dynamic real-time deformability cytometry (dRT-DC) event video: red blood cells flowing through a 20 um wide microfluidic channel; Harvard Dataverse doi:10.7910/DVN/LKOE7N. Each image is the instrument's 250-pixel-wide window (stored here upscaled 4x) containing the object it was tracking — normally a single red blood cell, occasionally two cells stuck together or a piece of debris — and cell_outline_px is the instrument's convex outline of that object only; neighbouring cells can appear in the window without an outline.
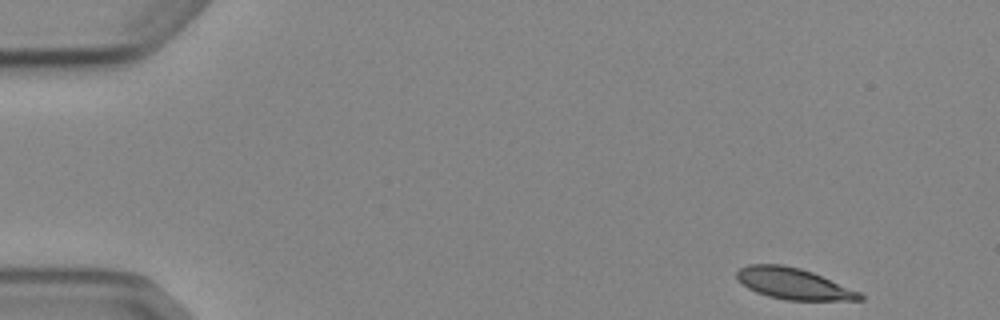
{"species": "Egyptian fruit bat (a non-hibernating species)", "species_latin": "Rousettus aegyptiacus", "temperature_condition": "cold", "stored_images_in_passage": 4, "camera_frame_rate_fps": 3000, "um_per_image_px": 0.085, "animal": {"sex": "female"}, "frame": {"image": 1, "passage_image": 1, "time_ms": 0.0, "image_size_px": [1000, 320], "cell_outline_px": [[864, 300], [788, 300], [768, 296], [756, 292], [748, 288], [736, 280], [736, 272], [740, 268], [748, 264], [784, 264], [800, 268], [812, 272], [860, 292], [864, 296]], "centroid_in_image_um": [67.41, 24.1], "position_along_channel_um": 17.6, "area_um2": 22.37}}
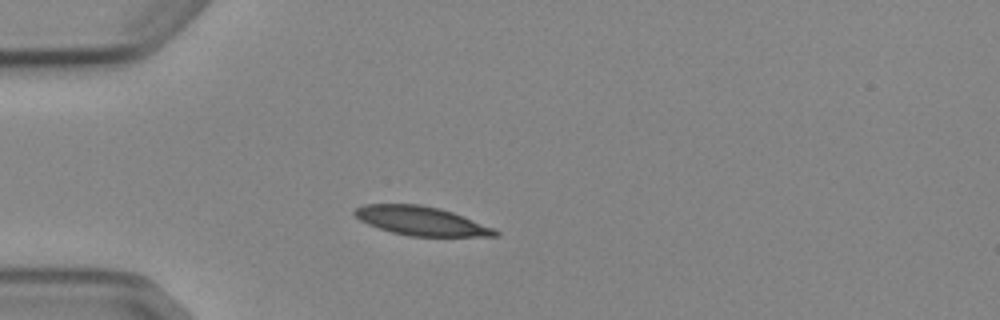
{"frame": {"image": 2, "passage_image": 4, "time_ms": 3.333, "image_size_px": [1000, 320], "cell_outline_px": [[500, 236], [408, 236], [392, 232], [368, 224], [360, 220], [352, 212], [356, 208], [364, 204], [420, 204], [440, 208], [452, 212], [496, 228], [500, 232]], "centroid_in_image_um": [35.83, 18.77], "position_along_channel_um": 49.2, "area_um2": 23.7}}